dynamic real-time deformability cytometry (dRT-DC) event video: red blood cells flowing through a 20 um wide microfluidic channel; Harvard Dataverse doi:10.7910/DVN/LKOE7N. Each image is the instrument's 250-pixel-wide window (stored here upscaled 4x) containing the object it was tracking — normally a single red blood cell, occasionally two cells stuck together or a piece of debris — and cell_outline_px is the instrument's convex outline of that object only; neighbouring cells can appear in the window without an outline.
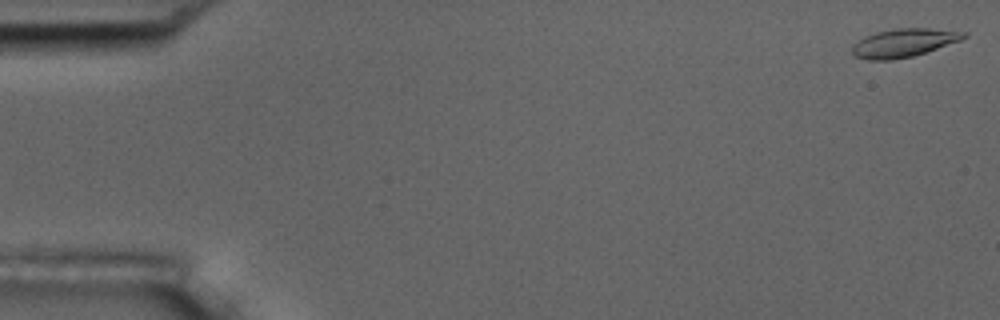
{"species": "common noctule bat (a hibernating species)", "species_latin": "Nyctalus noctula", "temperature_condition": "room temperature", "stored_images_in_passage": 55, "camera_frame_rate_fps": 3000, "um_per_image_px": 0.085, "animal": {"sex": "male", "body_mass_g": 17.5, "forearm_length_mm": 52.3}, "frame": {"image": 1, "passage_image": 1, "time_ms": 0.0, "image_size_px": [1000, 320], "cell_outline_px": [[968, 36], [960, 40], [912, 56], [892, 60], [868, 60], [856, 56], [852, 52], [852, 44], [864, 36], [876, 32], [896, 28], [928, 28], [968, 32]], "centroid_in_image_um": [76.79, 3.63], "position_along_channel_um": 8.2, "area_um2": 18.32}}
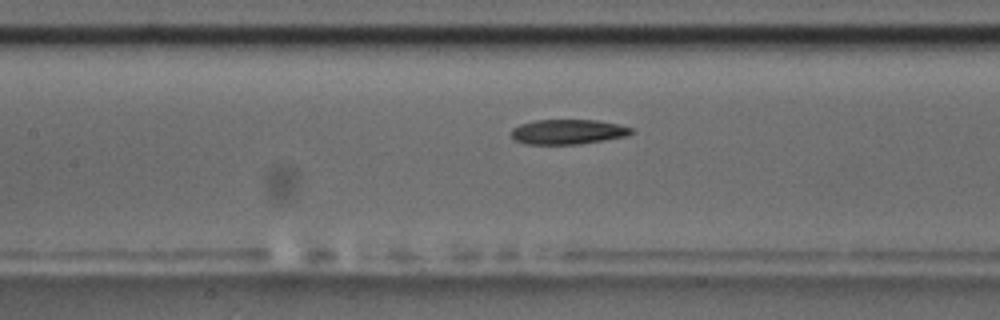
{"frame": {"image": 2, "passage_image": 25, "time_ms": 8.0, "image_size_px": [1000, 320], "cell_outline_px": [[636, 132], [628, 136], [580, 144], [524, 144], [512, 140], [512, 128], [520, 124], [536, 120], [596, 120], [620, 124], [632, 128]], "centroid_in_image_um": [48.29, 11.21], "position_along_channel_um": 159.1, "area_um2": 17.63}}
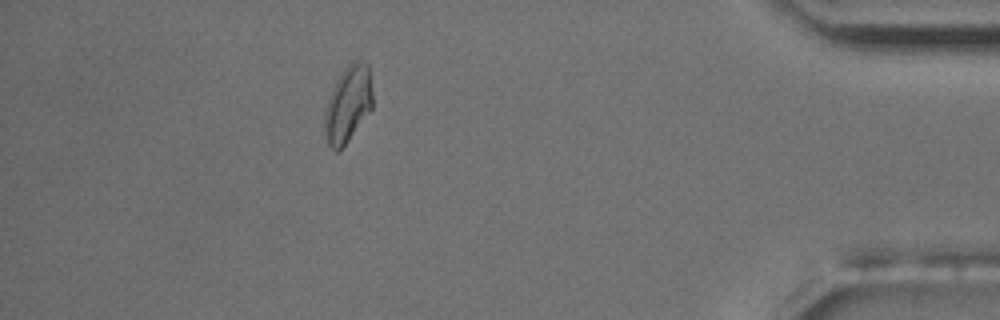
{"frame": {"image": 3, "passage_image": 49, "time_ms": 16.0, "image_size_px": [1000, 320], "cell_outline_px": [[372, 108], [340, 152], [336, 152], [328, 144], [324, 136], [324, 112], [328, 96], [340, 72], [352, 60], [356, 60], [368, 64], [372, 92]], "centroid_in_image_um": [29.54, 8.87], "position_along_channel_um": 405.7, "area_um2": 21.68}, "authors_computed_cell_mechanics": {"area_um2": 18.1492, "velocity_mm_per_s": 3.6732, "shape_relaxation_time_tau1_ms": null, "shape_relaxation_time_tau2_ms": 9.5085, "deformation_change_tau1": null, "deformation_change_tau2": 0.1726}}